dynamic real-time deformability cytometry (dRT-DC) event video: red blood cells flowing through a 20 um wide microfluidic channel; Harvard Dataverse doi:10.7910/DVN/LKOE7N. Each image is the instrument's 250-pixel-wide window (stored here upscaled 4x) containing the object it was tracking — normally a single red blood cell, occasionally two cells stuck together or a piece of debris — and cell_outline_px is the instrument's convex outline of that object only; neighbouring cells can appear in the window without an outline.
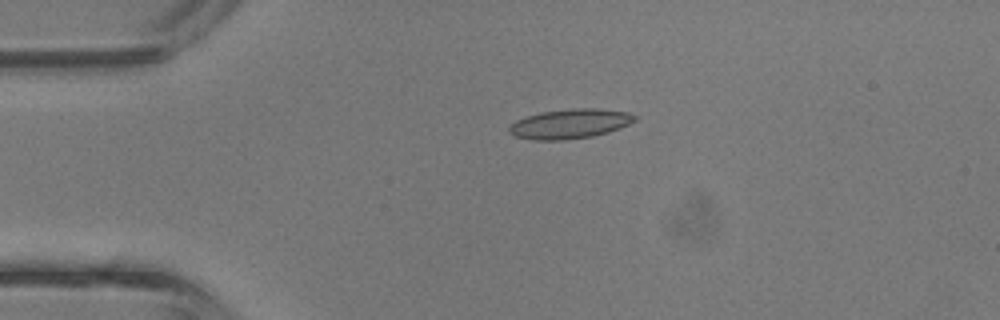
{"species": "common noctule bat (a hibernating species)", "species_latin": "Nyctalus noctula", "temperature_condition": "room temperature", "stored_images_in_passage": 3, "camera_frame_rate_fps": 3000, "um_per_image_px": 0.085, "animal": {"sex": "male", "body_mass_g": 13.3}, "frame": {"image": 1, "passage_image": 2, "time_ms": 0.333, "image_size_px": [1000, 320], "cell_outline_px": [[636, 120], [620, 128], [608, 132], [592, 136], [564, 140], [532, 140], [516, 136], [508, 132], [508, 128], [516, 120], [524, 116], [540, 112], [572, 108], [596, 108], [628, 112], [636, 116]], "centroid_in_image_um": [48.42, 10.52], "position_along_channel_um": 36.6, "area_um2": 21.73}}